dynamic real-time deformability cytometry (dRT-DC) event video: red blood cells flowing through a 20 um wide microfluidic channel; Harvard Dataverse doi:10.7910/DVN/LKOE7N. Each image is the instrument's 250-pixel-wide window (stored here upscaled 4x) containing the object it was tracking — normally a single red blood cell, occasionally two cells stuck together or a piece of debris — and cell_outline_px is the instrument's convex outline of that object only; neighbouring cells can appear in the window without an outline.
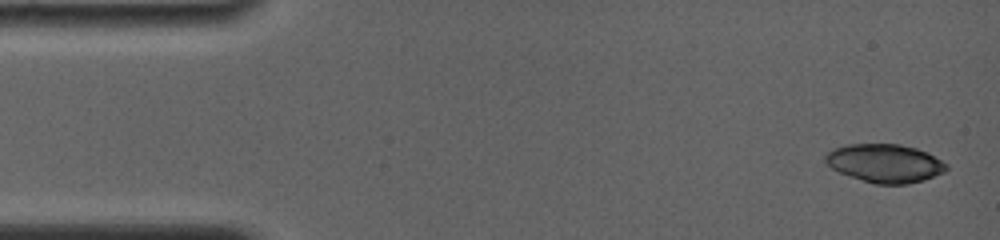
{"species": "common noctule bat (a hibernating species)", "species_latin": "Nyctalus noctula", "temperature_condition": "room temperature", "stored_images_in_passage": 6, "camera_frame_rate_fps": 4000, "um_per_image_px": 0.085, "animal": {"sex": "female", "body_mass_g": 19.0, "forearm_length_mm": 56.7}, "frame": {"image": 1, "passage_image": 1, "time_ms": 0.0, "image_size_px": [1000, 240], "cell_outline_px": [[948, 168], [944, 172], [924, 180], [908, 184], [876, 184], [840, 172], [832, 168], [824, 160], [824, 156], [832, 148], [848, 144], [900, 144], [916, 148], [928, 152], [948, 164]], "centroid_in_image_um": [75.24, 13.86], "position_along_channel_um": 9.8, "area_um2": 27.05}}
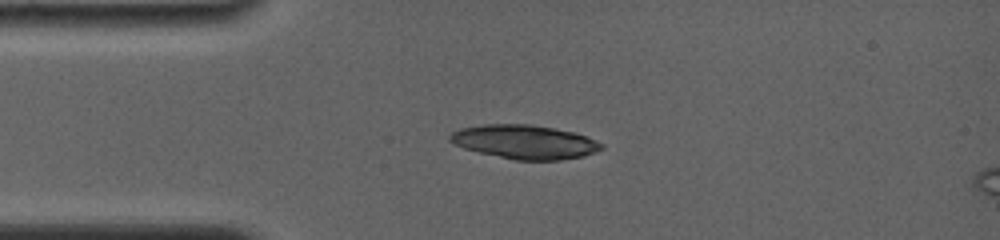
{"frame": {"image": 2, "passage_image": 6, "time_ms": 3.25, "image_size_px": [1000, 240], "cell_outline_px": [[604, 148], [596, 152], [584, 156], [560, 160], [516, 160], [480, 152], [464, 148], [448, 140], [448, 136], [452, 132], [460, 128], [484, 124], [528, 124], [552, 128], [572, 132], [588, 136], [604, 144]], "centroid_in_image_um": [44.62, 12.06], "position_along_channel_um": 40.4, "area_um2": 29.88}}